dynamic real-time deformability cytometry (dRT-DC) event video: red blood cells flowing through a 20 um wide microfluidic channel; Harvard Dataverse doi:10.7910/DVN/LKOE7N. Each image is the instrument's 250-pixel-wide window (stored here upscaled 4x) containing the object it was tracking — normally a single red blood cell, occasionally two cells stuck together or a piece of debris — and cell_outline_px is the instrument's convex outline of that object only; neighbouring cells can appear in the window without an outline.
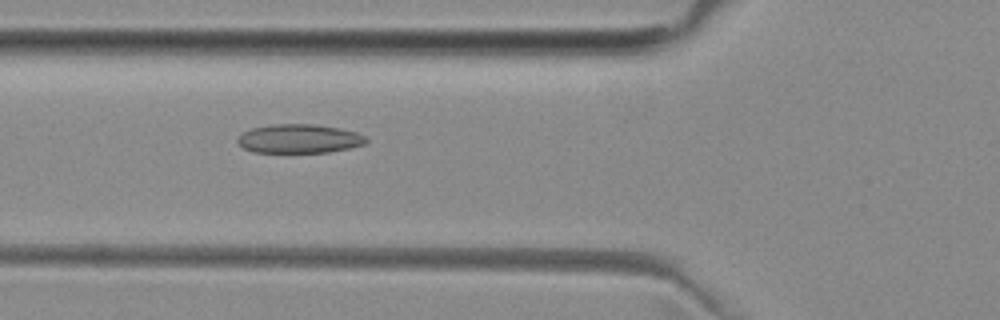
{"species": "common noctule bat (a hibernating species)", "species_latin": "Nyctalus noctula", "temperature_condition": "room temperature", "stored_images_in_passage": 35, "camera_frame_rate_fps": 3000, "um_per_image_px": 0.085, "animal": {"sex": "female", "body_mass_g": 29.2, "forearm_length_mm": 56.3}, "frame": {"image": 1, "passage_image": 9, "time_ms": 2.667, "image_size_px": [1000, 320], "cell_outline_px": [[368, 140], [364, 144], [348, 148], [328, 152], [252, 152], [244, 148], [236, 140], [244, 132], [252, 128], [272, 124], [316, 124], [340, 128], [356, 132], [364, 136]], "centroid_in_image_um": [25.43, 11.78], "position_along_channel_um": 100.4, "area_um2": 21.5}}
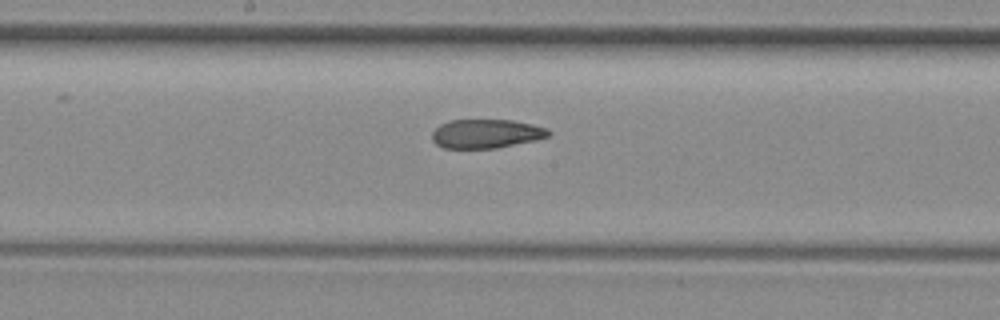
{"frame": {"image": 2, "passage_image": 17, "time_ms": 5.333, "image_size_px": [1000, 320], "cell_outline_px": [[552, 132], [548, 136], [536, 140], [496, 148], [444, 148], [436, 144], [432, 140], [432, 132], [440, 124], [448, 120], [512, 120], [532, 124], [548, 128]], "centroid_in_image_um": [41.32, 11.36], "position_along_channel_um": 206.9, "area_um2": 19.71}}
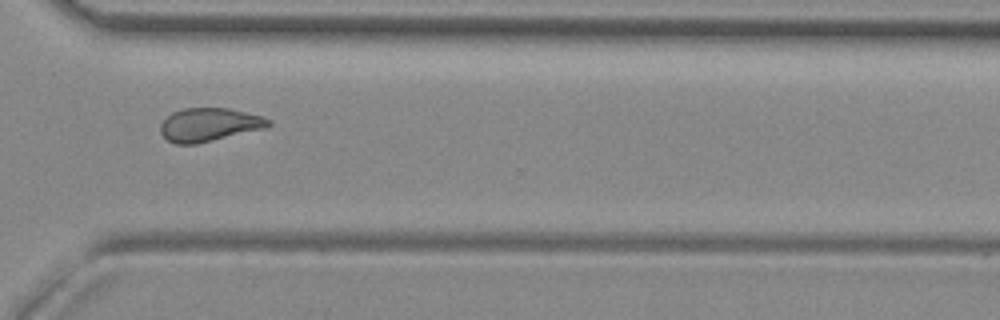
{"frame": {"image": 3, "passage_image": 28, "time_ms": 9.0, "image_size_px": [1000, 320], "cell_outline_px": [[272, 124], [264, 128], [196, 144], [176, 144], [168, 140], [160, 132], [160, 124], [172, 112], [184, 108], [228, 108], [260, 116], [272, 120]], "centroid_in_image_um": [17.76, 10.59], "position_along_channel_um": 352.8, "area_um2": 20.75}, "authors_computed_cell_mechanics": {"area_um2": 20.6924, "velocity_mm_per_s": 3.9857, "shape_relaxation_time_tau1_ms": null, "shape_relaxation_time_tau2_ms": 3.77, "deformation_change_tau1": null, "deformation_change_tau2": 0.1154}}